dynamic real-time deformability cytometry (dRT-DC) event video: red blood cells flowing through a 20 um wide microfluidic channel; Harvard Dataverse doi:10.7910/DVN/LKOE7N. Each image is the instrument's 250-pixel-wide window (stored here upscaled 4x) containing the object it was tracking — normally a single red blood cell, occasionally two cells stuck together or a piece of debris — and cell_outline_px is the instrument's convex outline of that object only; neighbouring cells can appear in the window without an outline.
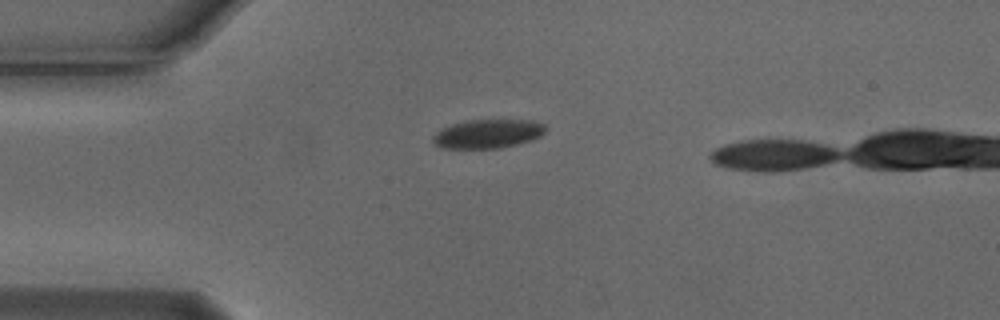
{"species": "Egyptian fruit bat (a non-hibernating species)", "species_latin": "Rousettus aegyptiacus", "temperature_condition": "cold", "stored_images_in_passage": 6, "segment_of_instrument_passage": [1, 2], "camera_frame_rate_fps": 3000, "um_per_image_px": 0.085, "animal": {"sex": "male"}, "frame": {"image": 1, "passage_image": 1, "time_ms": 0.0, "image_size_px": [1000, 320], "cell_outline_px": [[548, 128], [540, 136], [532, 140], [500, 148], [440, 148], [432, 140], [432, 136], [440, 128], [452, 124], [468, 120], [532, 120], [544, 124]], "centroid_in_image_um": [41.46, 11.37], "position_along_channel_um": 43.5, "area_um2": 19.02}}
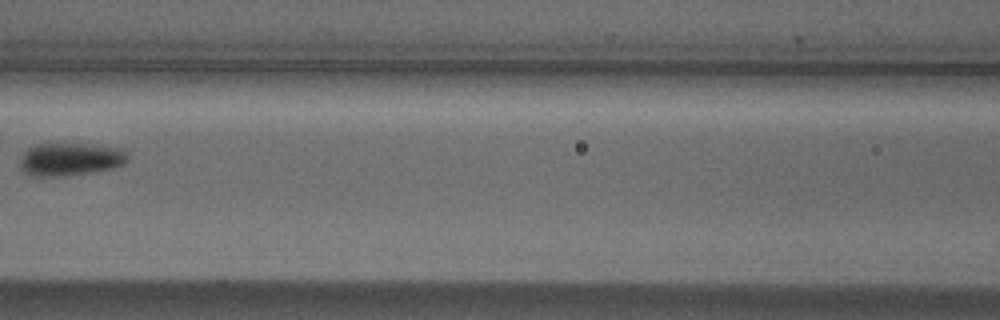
{"frame": {"image": 2, "passage_image": 4, "time_ms": 1.0, "image_size_px": [1000, 320], "cell_outline_px": [[128, 160], [124, 164], [112, 168], [88, 172], [60, 176], [32, 176], [20, 168], [20, 156], [28, 148], [36, 144], [48, 140], [88, 144], [124, 148], [128, 152]], "centroid_in_image_um": [5.95, 13.47], "position_along_channel_um": 160.6, "area_um2": 21.39}}
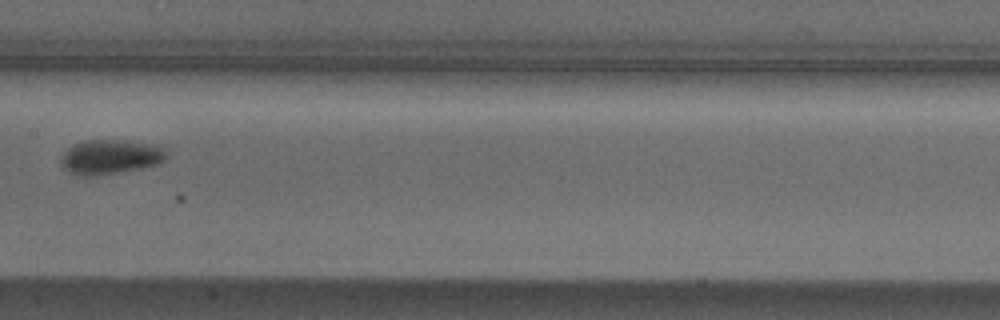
{"frame": {"image": 3, "passage_image": 5, "time_ms": 1.333, "image_size_px": [1000, 320], "cell_outline_px": [[164, 160], [156, 164], [140, 168], [96, 176], [76, 176], [68, 172], [60, 164], [60, 156], [68, 148], [84, 140], [124, 140], [148, 144], [164, 148]], "centroid_in_image_um": [9.28, 13.35], "position_along_channel_um": 198.1, "area_um2": 21.04}}